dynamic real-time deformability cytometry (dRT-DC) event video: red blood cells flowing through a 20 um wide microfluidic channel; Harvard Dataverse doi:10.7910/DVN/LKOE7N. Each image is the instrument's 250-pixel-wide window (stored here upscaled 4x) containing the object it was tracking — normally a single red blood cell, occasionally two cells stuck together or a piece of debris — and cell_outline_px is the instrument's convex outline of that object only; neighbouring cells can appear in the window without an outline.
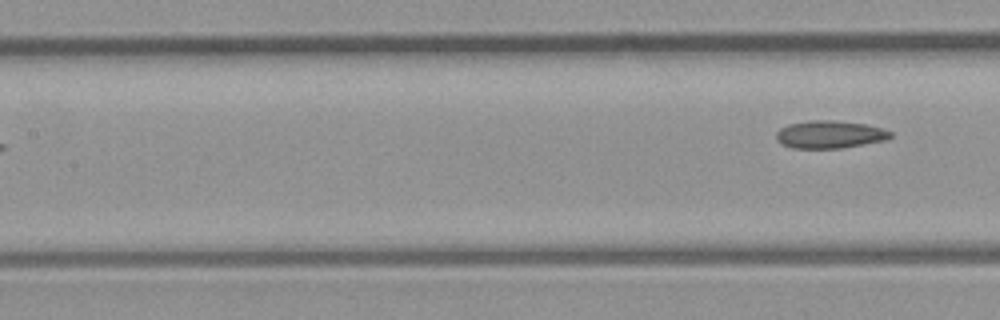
{"species": "common noctule bat (a hibernating species)", "species_latin": "Nyctalus noctula", "temperature_condition": "room temperature", "stored_images_in_passage": 8, "segment_of_instrument_passage": [2, 2], "camera_frame_rate_fps": 3000, "um_per_image_px": 0.085, "animal": {"sex": "male", "body_mass_g": 23.1, "forearm_length_mm": 52.7}, "frame": {"image": 1, "passage_image": 8, "time_ms": 2.333, "image_size_px": [1000, 320], "cell_outline_px": [[892, 136], [888, 140], [840, 148], [792, 148], [780, 144], [776, 140], [776, 132], [780, 128], [788, 124], [808, 120], [832, 120], [868, 124], [892, 132]], "centroid_in_image_um": [70.51, 11.42], "position_along_channel_um": 136.9, "area_um2": 18.61}}